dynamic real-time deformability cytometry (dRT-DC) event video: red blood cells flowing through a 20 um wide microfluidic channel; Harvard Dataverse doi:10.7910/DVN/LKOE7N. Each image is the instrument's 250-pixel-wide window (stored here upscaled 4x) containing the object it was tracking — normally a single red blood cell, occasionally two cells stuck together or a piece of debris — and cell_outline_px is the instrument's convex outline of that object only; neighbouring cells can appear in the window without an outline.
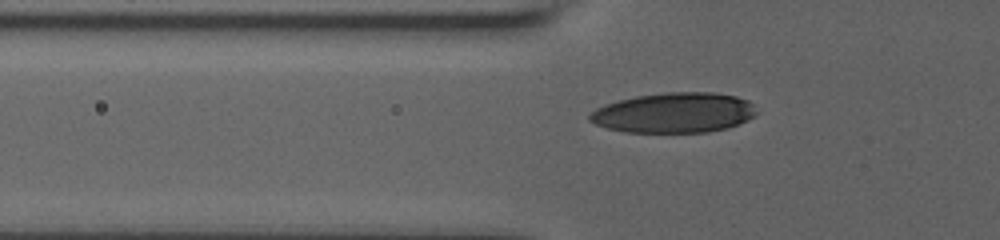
{"species": "human", "species_latin": "Homo sapiens", "temperature_condition": "room temperature", "stored_images_in_passage": 46, "camera_frame_rate_fps": 3000, "um_per_image_px": 0.085, "donor": {"sex": "male"}, "frame": {"image": 1, "passage_image": 9, "time_ms": 2.667, "image_size_px": [1000, 240], "cell_outline_px": [[756, 112], [748, 120], [728, 128], [708, 132], [628, 132], [608, 128], [596, 124], [588, 120], [588, 116], [596, 108], [604, 104], [636, 96], [664, 92], [716, 92], [736, 96], [748, 100], [752, 104]], "centroid_in_image_um": [57.3, 9.57], "position_along_channel_um": 68.5, "area_um2": 39.02}}
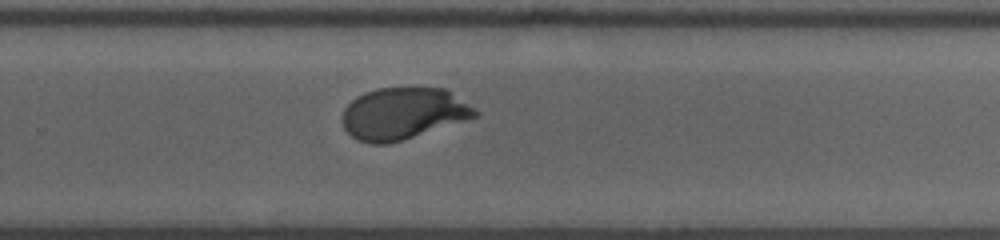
{"frame": {"image": 2, "passage_image": 28, "time_ms": 9.0, "image_size_px": [1000, 240], "cell_outline_px": [[480, 116], [388, 144], [368, 144], [356, 140], [344, 128], [344, 108], [356, 96], [364, 92], [380, 88], [448, 88], [480, 112]], "centroid_in_image_um": [34.3, 9.64], "position_along_channel_um": 295.5, "area_um2": 40.11}}
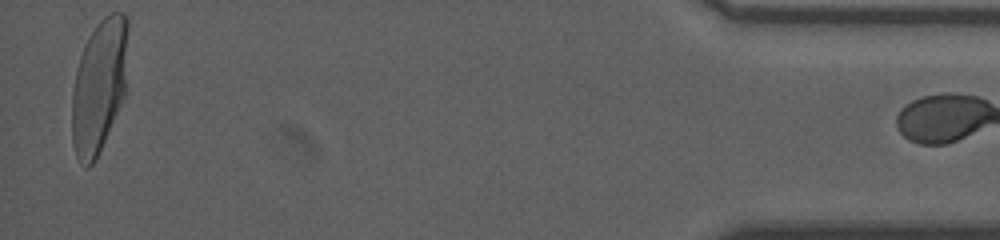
{"frame": {"image": 3, "passage_image": 45, "time_ms": 14.667, "image_size_px": [1000, 240], "cell_outline_px": [[128, 28], [124, 96], [96, 160], [88, 168], [84, 168], [80, 164], [76, 156], [72, 144], [72, 92], [76, 72], [80, 56], [84, 44], [88, 36], [96, 24], [104, 16], [112, 12], [124, 12], [128, 16]], "centroid_in_image_um": [8.41, 7.3], "position_along_channel_um": 426.8, "area_um2": 43.81}}